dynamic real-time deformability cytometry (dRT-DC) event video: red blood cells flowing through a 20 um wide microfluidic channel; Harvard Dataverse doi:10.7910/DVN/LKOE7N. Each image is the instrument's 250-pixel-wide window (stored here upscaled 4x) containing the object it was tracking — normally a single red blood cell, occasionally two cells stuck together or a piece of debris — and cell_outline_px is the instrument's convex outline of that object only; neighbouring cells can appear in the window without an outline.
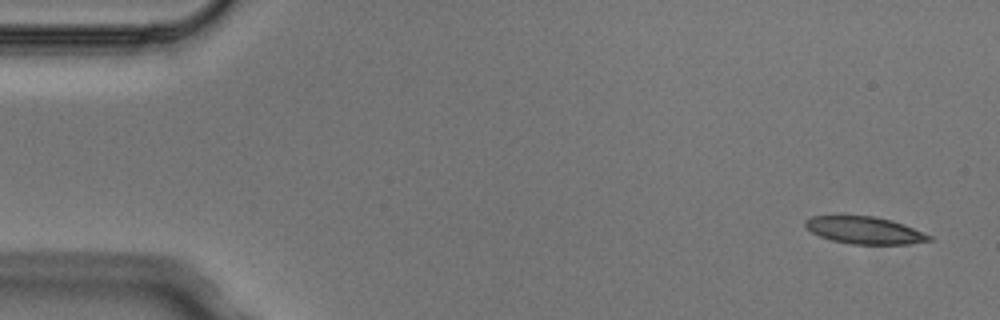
{"species": "Egyptian fruit bat (a non-hibernating species)", "species_latin": "Rousettus aegyptiacus", "temperature_condition": "cold", "stored_images_in_passage": 5, "camera_frame_rate_fps": 3000, "um_per_image_px": 0.085, "animal": {"sex": "male"}, "frame": {"image": 1, "passage_image": 1, "time_ms": 0.0, "image_size_px": [1000, 320], "cell_outline_px": [[932, 240], [908, 244], [852, 244], [832, 240], [820, 236], [812, 232], [804, 224], [804, 220], [812, 216], [872, 216], [892, 220], [924, 232], [932, 236]], "centroid_in_image_um": [73.5, 19.57], "position_along_channel_um": 11.5, "area_um2": 19.48}}
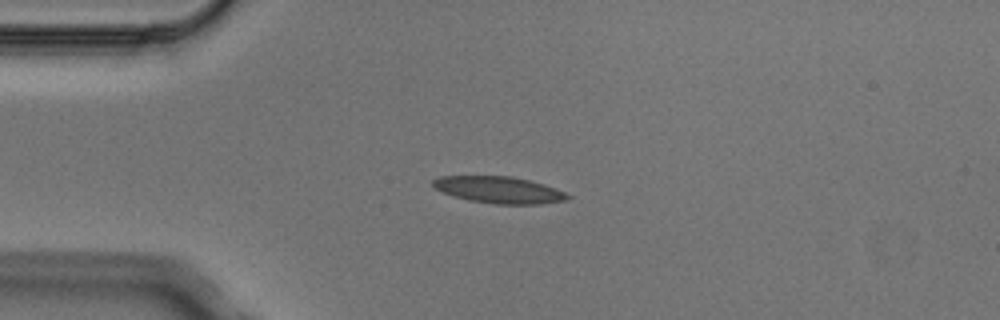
{"frame": {"image": 2, "passage_image": 4, "time_ms": 1.0, "image_size_px": [1000, 320], "cell_outline_px": [[572, 196], [568, 200], [540, 204], [496, 204], [468, 200], [452, 196], [432, 188], [432, 180], [440, 176], [512, 176], [544, 184], [556, 188]], "centroid_in_image_um": [42.4, 16.14], "position_along_channel_um": 42.6, "area_um2": 21.15}}
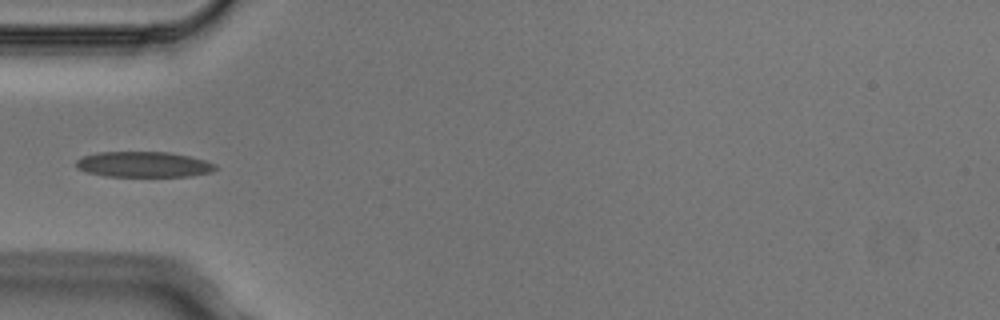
{"frame": {"image": 3, "passage_image": 5, "time_ms": 1.333, "image_size_px": [1000, 320], "cell_outline_px": [[216, 168], [212, 172], [188, 176], [104, 176], [88, 172], [76, 168], [76, 160], [84, 156], [96, 152], [168, 152], [188, 156], [204, 160], [216, 164]], "centroid_in_image_um": [12.19, 13.97], "position_along_channel_um": 72.8, "area_um2": 20.63}}